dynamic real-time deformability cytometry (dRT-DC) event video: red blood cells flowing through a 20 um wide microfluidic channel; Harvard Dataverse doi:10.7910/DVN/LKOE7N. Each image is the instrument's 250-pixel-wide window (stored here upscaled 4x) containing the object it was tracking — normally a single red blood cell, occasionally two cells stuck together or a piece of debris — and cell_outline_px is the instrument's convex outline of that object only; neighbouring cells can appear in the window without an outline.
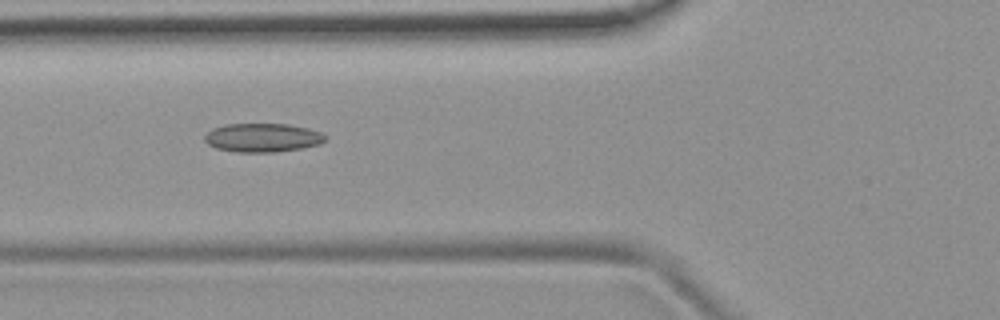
{"species": "common noctule bat (a hibernating species)", "species_latin": "Nyctalus noctula", "temperature_condition": "room temperature", "stored_images_in_passage": 18, "camera_frame_rate_fps": 3000, "um_per_image_px": 0.085, "animal": {"sex": "female", "body_mass_g": 19.9}, "frame": {"image": 1, "passage_image": 3, "time_ms": 0.667, "image_size_px": [1000, 320], "cell_outline_px": [[328, 136], [320, 144], [300, 148], [276, 152], [236, 152], [216, 148], [208, 144], [204, 140], [204, 136], [212, 128], [224, 124], [288, 124], [308, 128], [320, 132]], "centroid_in_image_um": [22.3, 11.7], "position_along_channel_um": 103.5, "area_um2": 20.23}}
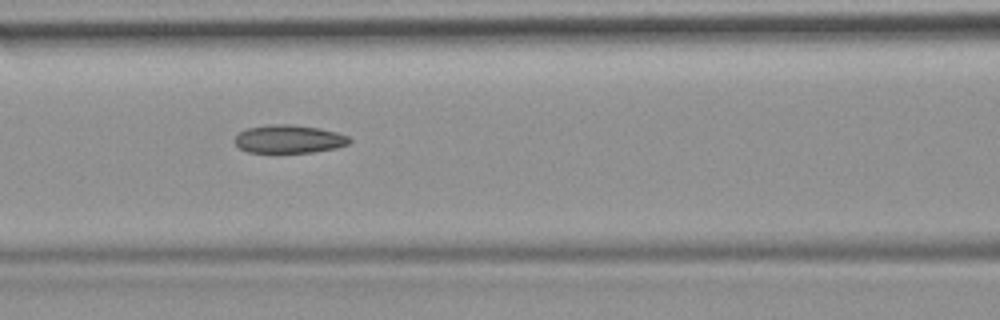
{"frame": {"image": 2, "passage_image": 6, "time_ms": 1.667, "image_size_px": [1000, 320], "cell_outline_px": [[352, 140], [348, 144], [336, 148], [312, 152], [248, 152], [240, 148], [232, 140], [240, 132], [248, 128], [272, 124], [292, 124], [320, 128], [336, 132], [348, 136]], "centroid_in_image_um": [24.57, 11.81], "position_along_channel_um": 142.0, "area_um2": 18.79}}